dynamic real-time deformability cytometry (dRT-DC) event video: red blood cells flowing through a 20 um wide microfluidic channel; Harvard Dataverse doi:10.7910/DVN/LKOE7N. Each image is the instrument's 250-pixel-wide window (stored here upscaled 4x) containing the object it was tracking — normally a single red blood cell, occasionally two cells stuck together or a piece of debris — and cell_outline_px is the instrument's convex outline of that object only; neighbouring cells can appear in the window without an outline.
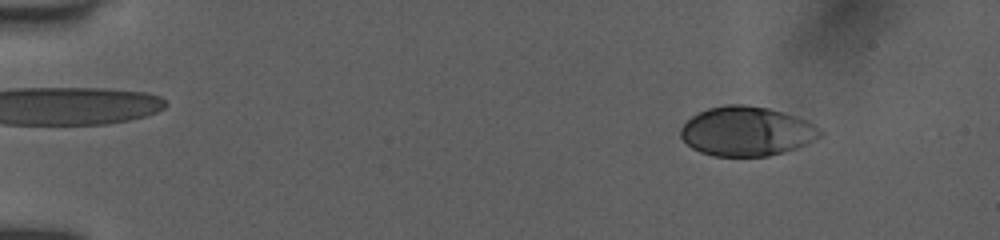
{"species": "human", "species_latin": "Homo sapiens", "temperature_condition": "room temperature", "stored_images_in_passage": 71, "camera_frame_rate_fps": 3000, "um_per_image_px": 0.085, "donor": {"sex": "female"}, "frame": {"image": 1, "passage_image": 5, "time_ms": 1.333, "image_size_px": [1000, 240], "cell_outline_px": [[824, 136], [808, 144], [796, 148], [768, 156], [712, 156], [700, 152], [692, 148], [680, 136], [680, 128], [692, 116], [708, 108], [728, 104], [748, 104], [768, 108], [784, 112], [808, 120], [820, 128], [824, 132]], "centroid_in_image_um": [63.51, 11.15], "position_along_channel_um": 21.5, "area_um2": 40.52}}
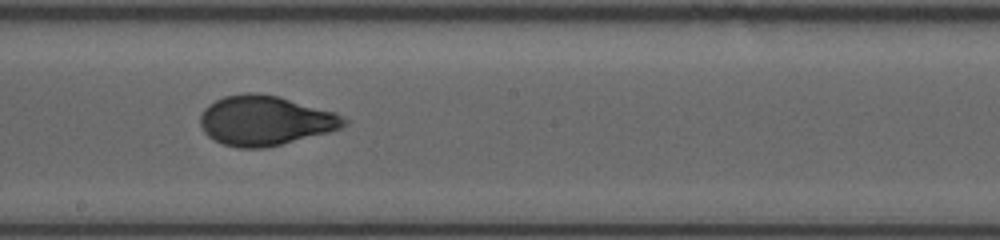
{"frame": {"image": 2, "passage_image": 40, "time_ms": 9.333, "image_size_px": [1000, 240], "cell_outline_px": [[348, 124], [340, 128], [328, 132], [264, 148], [236, 148], [224, 144], [208, 136], [204, 132], [200, 124], [200, 112], [208, 104], [224, 96], [244, 92], [256, 92], [280, 96], [336, 112], [348, 120]], "centroid_in_image_um": [22.53, 10.23], "position_along_channel_um": 225.7, "area_um2": 41.85}}
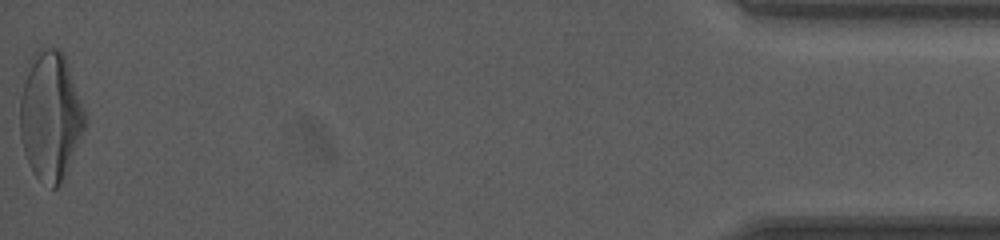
{"frame": {"image": 3, "passage_image": 70, "time_ms": 16.667, "image_size_px": [1000, 240], "cell_outline_px": [[88, 120], [64, 184], [56, 188], [52, 188], [36, 176], [32, 172], [28, 164], [24, 152], [20, 136], [20, 96], [28, 60], [40, 48], [60, 48], [64, 52], [84, 108]], "centroid_in_image_um": [4.3, 9.88], "position_along_channel_um": 430.9, "area_um2": 49.77}, "authors_computed_cell_mechanics": {"area_um2": 41.038, "velocity_mm_per_s": 3.974, "shape_relaxation_time_tau1_ms": 4.4326, "shape_relaxation_time_tau2_ms": 0.77, "deformation_change_tau1": 0.1829, "deformation_change_tau2": 0.0555}}